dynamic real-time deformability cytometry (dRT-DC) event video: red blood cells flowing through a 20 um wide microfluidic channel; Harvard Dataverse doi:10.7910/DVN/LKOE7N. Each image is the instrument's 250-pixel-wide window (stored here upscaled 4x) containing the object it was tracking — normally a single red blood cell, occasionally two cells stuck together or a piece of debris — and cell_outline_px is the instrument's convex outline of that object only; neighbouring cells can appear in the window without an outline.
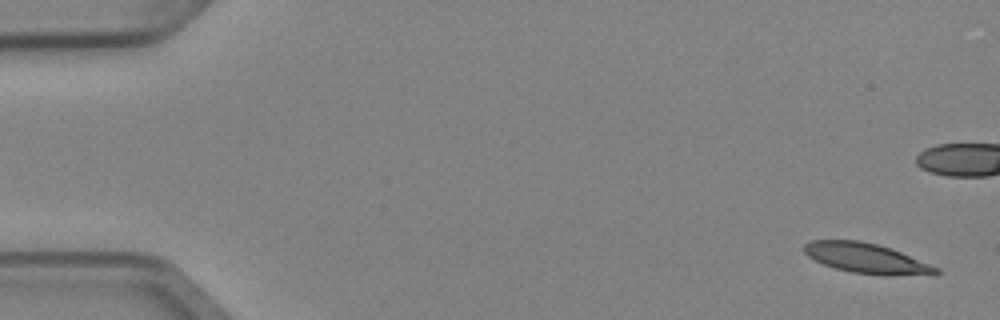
{"species": "Egyptian fruit bat (a non-hibernating species)", "species_latin": "Rousettus aegyptiacus", "temperature_condition": "cold", "stored_images_in_passage": 7, "camera_frame_rate_fps": 3000, "um_per_image_px": 0.085, "animal": {"sex": "female"}, "frame": {"image": 1, "passage_image": 1, "time_ms": 0.0, "image_size_px": [1000, 320], "cell_outline_px": [[940, 272], [884, 276], [880, 276], [852, 272], [836, 268], [824, 264], [808, 256], [804, 252], [804, 244], [812, 240], [860, 240], [892, 248], [940, 268]], "centroid_in_image_um": [73.62, 21.94], "position_along_channel_um": 11.4, "area_um2": 22.83}}
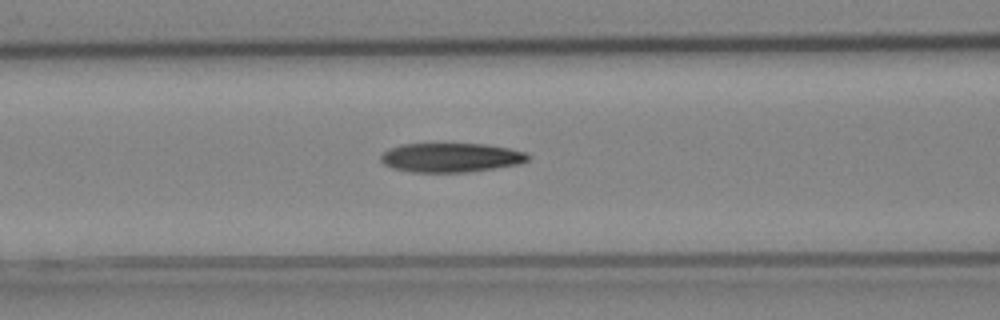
{"frame": {"image": 2, "passage_image": 7, "time_ms": 2.0, "image_size_px": [1000, 320], "cell_outline_px": [[532, 156], [528, 160], [516, 164], [468, 172], [412, 172], [392, 168], [384, 164], [380, 160], [380, 156], [384, 152], [392, 148], [404, 144], [484, 144], [508, 148], [524, 152]], "centroid_in_image_um": [38.31, 13.39], "position_along_channel_um": 128.3, "area_um2": 24.74}}